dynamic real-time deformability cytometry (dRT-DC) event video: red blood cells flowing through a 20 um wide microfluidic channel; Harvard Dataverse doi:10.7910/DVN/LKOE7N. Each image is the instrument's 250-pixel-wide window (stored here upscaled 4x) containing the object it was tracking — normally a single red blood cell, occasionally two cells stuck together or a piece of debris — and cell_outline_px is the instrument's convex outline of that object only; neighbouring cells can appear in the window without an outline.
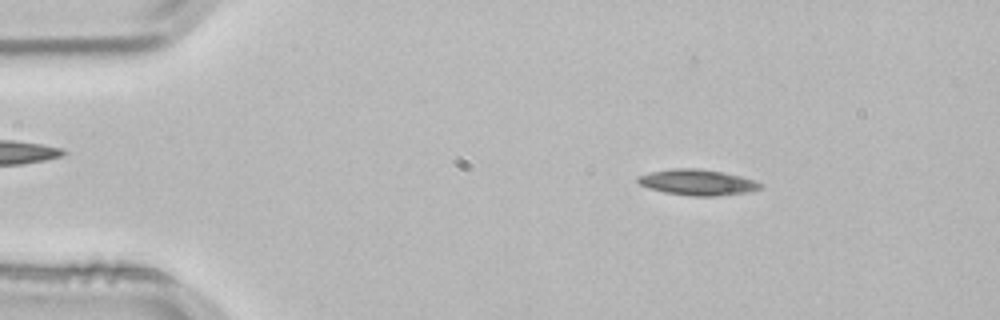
{"species": "common noctule bat (a hibernating species)", "species_latin": "Nyctalus noctula", "temperature_condition": "room temperature", "stored_images_in_passage": 52, "camera_frame_rate_fps": 3000, "um_per_image_px": 0.085, "animal": {"sex": "male", "body_mass_g": 21.5, "forearm_length_mm": 52.0}, "frame": {"image": 1, "passage_image": 7, "time_ms": 2.0, "image_size_px": [1000, 320], "cell_outline_px": [[764, 184], [760, 188], [748, 192], [716, 196], [692, 196], [664, 192], [648, 188], [640, 184], [636, 180], [636, 176], [648, 172], [672, 168], [696, 168], [724, 172], [756, 180]], "centroid_in_image_um": [59.26, 15.49], "position_along_channel_um": 25.7, "area_um2": 18.61}}
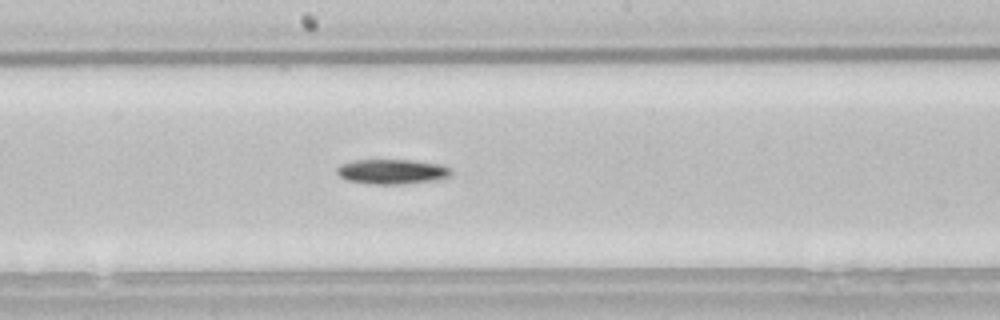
{"frame": {"image": 2, "passage_image": 27, "time_ms": 8.667, "image_size_px": [1000, 320], "cell_outline_px": [[452, 176], [436, 180], [400, 184], [372, 184], [348, 180], [340, 176], [336, 172], [336, 168], [340, 164], [356, 160], [412, 160], [440, 164], [452, 168]], "centroid_in_image_um": [33.36, 14.58], "position_along_channel_um": 214.8, "area_um2": 16.59}}
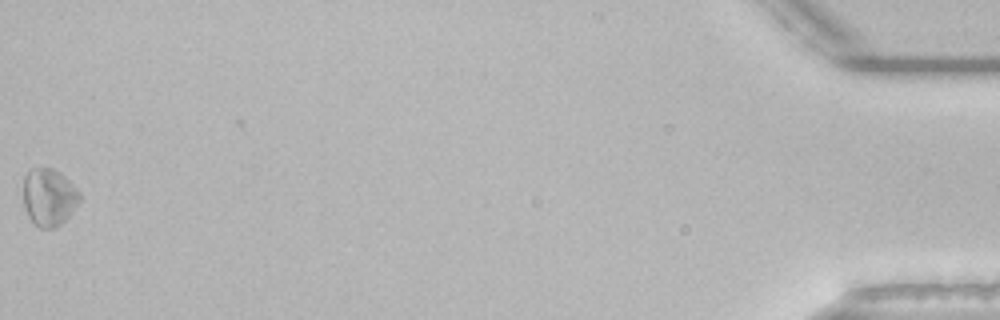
{"frame": {"image": 3, "passage_image": 52, "time_ms": 17.0, "image_size_px": [1000, 320], "cell_outline_px": [[80, 200], [68, 216], [60, 224], [52, 228], [40, 228], [28, 216], [24, 208], [24, 176], [32, 168], [52, 168], [60, 172], [80, 192]], "centroid_in_image_um": [4.15, 16.74], "position_along_channel_um": 431.1, "area_um2": 18.61}, "authors_computed_cell_mechanics": {"area_um2": 16.7909, "velocity_mm_per_s": 3.8229, "shape_relaxation_time_tau1_ms": 8.9702, "shape_relaxation_time_tau2_ms": null, "deformation_change_tau1": 0.1349, "deformation_change_tau2": null}}